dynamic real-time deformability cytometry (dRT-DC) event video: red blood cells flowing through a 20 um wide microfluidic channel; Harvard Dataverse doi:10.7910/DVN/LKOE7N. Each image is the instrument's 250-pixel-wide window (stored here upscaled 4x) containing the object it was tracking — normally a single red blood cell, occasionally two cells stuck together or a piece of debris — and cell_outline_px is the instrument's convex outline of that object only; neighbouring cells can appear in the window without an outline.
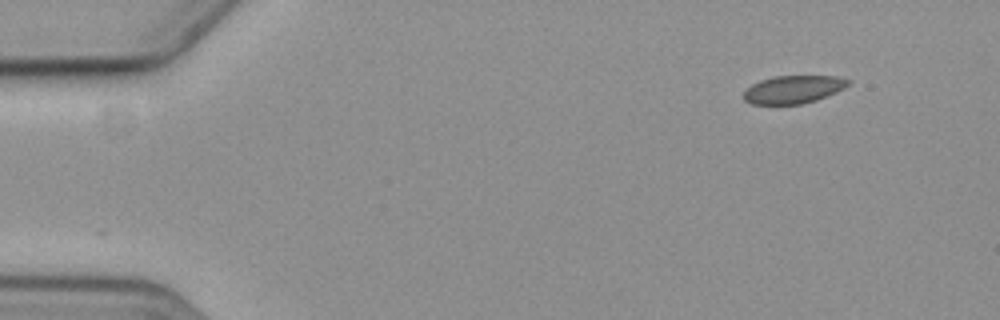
{"species": "common noctule bat (a hibernating species)", "species_latin": "Nyctalus noctula", "temperature_condition": "cold", "stored_images_in_passage": 5, "camera_frame_rate_fps": 3000, "um_per_image_px": 0.085, "animal": {"sex": "female", "body_mass_g": 19.3, "forearm_length_mm": 54.1}, "frame": {"image": 1, "passage_image": 1, "time_ms": 0.0, "image_size_px": [1000, 320], "cell_outline_px": [[852, 80], [844, 88], [836, 92], [816, 100], [800, 104], [752, 104], [744, 100], [740, 96], [752, 84], [760, 80], [776, 76], [840, 76]], "centroid_in_image_um": [67.42, 7.6], "position_along_channel_um": 17.6, "area_um2": 17.05}}